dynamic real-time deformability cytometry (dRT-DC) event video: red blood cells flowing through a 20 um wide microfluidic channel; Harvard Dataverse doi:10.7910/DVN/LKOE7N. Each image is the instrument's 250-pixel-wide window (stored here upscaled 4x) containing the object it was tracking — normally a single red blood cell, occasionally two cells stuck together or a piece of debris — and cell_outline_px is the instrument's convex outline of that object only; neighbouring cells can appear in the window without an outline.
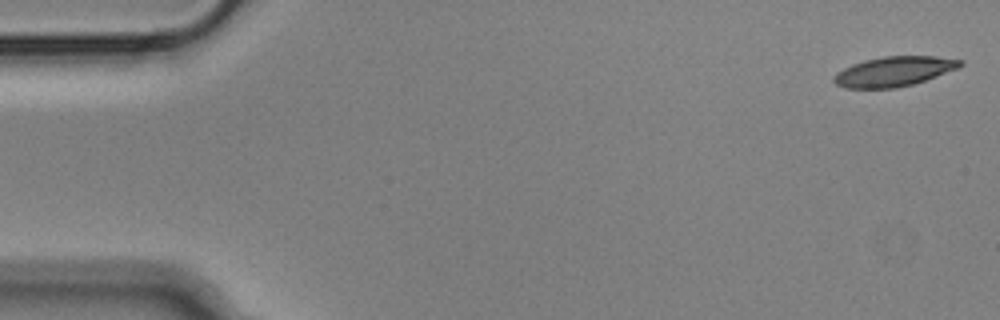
{"species": "Egyptian fruit bat (a non-hibernating species)", "species_latin": "Rousettus aegyptiacus", "temperature_condition": "cold", "stored_images_in_passage": 55, "camera_frame_rate_fps": 3000, "um_per_image_px": 0.085, "animal": {"sex": "male"}, "frame": {"image": 1, "passage_image": 1, "time_ms": 0.0, "image_size_px": [1000, 320], "cell_outline_px": [[964, 64], [956, 68], [924, 80], [912, 84], [896, 88], [844, 88], [836, 84], [832, 80], [832, 76], [836, 72], [852, 64], [864, 60], [884, 56], [936, 56], [964, 60]], "centroid_in_image_um": [75.94, 6.07], "position_along_channel_um": 9.1, "area_um2": 21.85}}
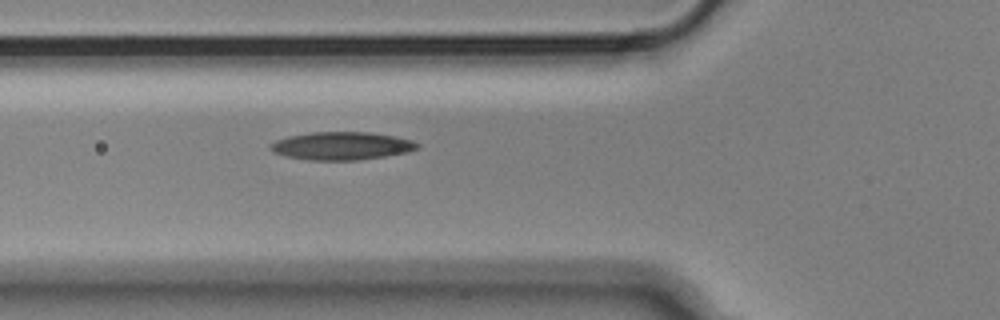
{"frame": {"image": 2, "passage_image": 19, "time_ms": 6.0, "image_size_px": [1000, 320], "cell_outline_px": [[420, 148], [408, 152], [384, 156], [356, 160], [308, 160], [288, 156], [272, 152], [268, 148], [268, 144], [276, 140], [288, 136], [312, 132], [372, 132], [396, 136], [412, 140], [420, 144]], "centroid_in_image_um": [29.04, 12.39], "position_along_channel_um": 96.8, "area_um2": 24.1}}
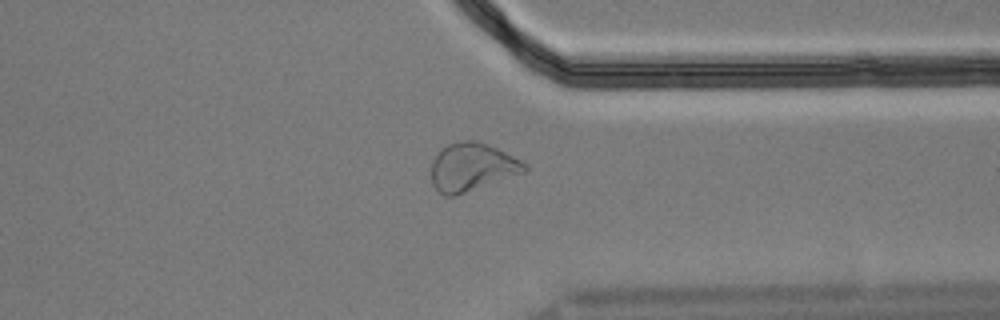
{"frame": {"image": 3, "passage_image": 42, "time_ms": 13.667, "image_size_px": [1000, 320], "cell_outline_px": [[528, 168], [524, 172], [456, 196], [444, 196], [432, 184], [432, 160], [440, 148], [448, 144], [460, 140], [476, 140], [496, 148], [528, 164]], "centroid_in_image_um": [40.09, 14.2], "position_along_channel_um": 371.3, "area_um2": 26.07}, "authors_computed_cell_mechanics": {"area_um2": 23.2934, "velocity_mm_per_s": 3.6054, "shape_relaxation_time_tau1_ms": null, "shape_relaxation_time_tau2_ms": 8.9491, "deformation_change_tau1": null, "deformation_change_tau2": 0.1779}}